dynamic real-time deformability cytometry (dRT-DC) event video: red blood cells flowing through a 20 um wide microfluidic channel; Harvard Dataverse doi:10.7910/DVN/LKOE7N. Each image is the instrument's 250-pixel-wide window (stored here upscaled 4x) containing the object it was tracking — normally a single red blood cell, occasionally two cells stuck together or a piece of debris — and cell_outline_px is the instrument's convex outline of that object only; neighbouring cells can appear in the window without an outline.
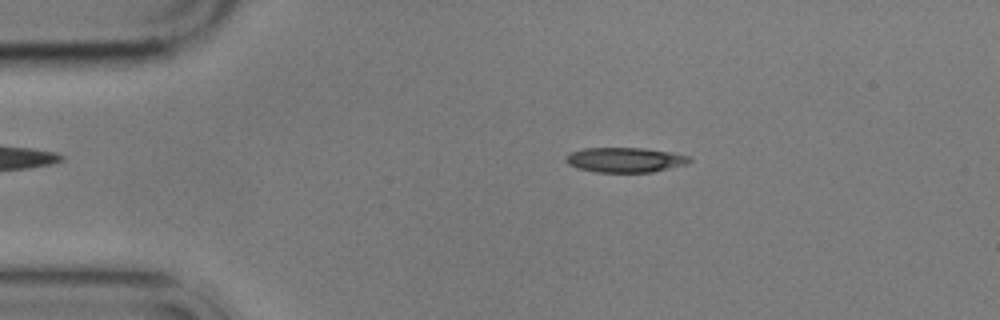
{"species": "common noctule bat (a hibernating species)", "species_latin": "Nyctalus noctula", "temperature_condition": "cold", "stored_images_in_passage": 8, "camera_frame_rate_fps": 3000, "um_per_image_px": 0.085, "animal": {"sex": "male", "body_mass_g": 17.9}, "frame": {"image": 1, "passage_image": 2, "time_ms": 1.333, "image_size_px": [1000, 320], "cell_outline_px": [[692, 160], [684, 164], [652, 172], [596, 172], [576, 168], [568, 164], [564, 160], [572, 152], [584, 148], [644, 148], [672, 152], [688, 156]], "centroid_in_image_um": [53.1, 13.59], "position_along_channel_um": 31.9, "area_um2": 17.74}}
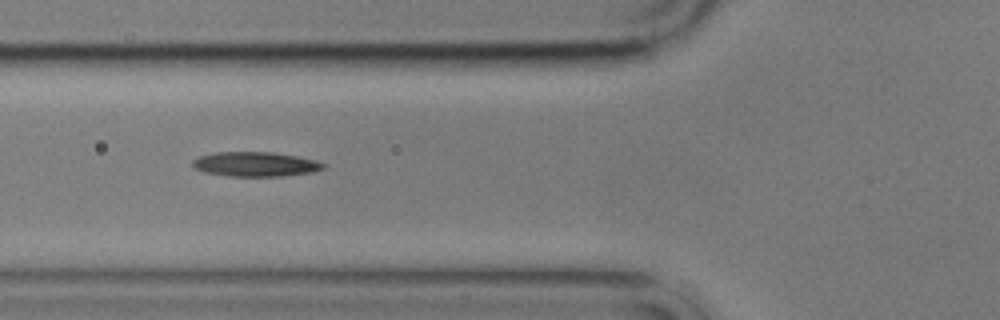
{"frame": {"image": 2, "passage_image": 5, "time_ms": 4.667, "image_size_px": [1000, 320], "cell_outline_px": [[328, 164], [324, 168], [312, 172], [280, 176], [228, 176], [204, 172], [196, 168], [192, 164], [192, 160], [200, 156], [216, 152], [272, 152], [296, 156], [316, 160]], "centroid_in_image_um": [21.73, 13.95], "position_along_channel_um": 104.1, "area_um2": 18.67}}
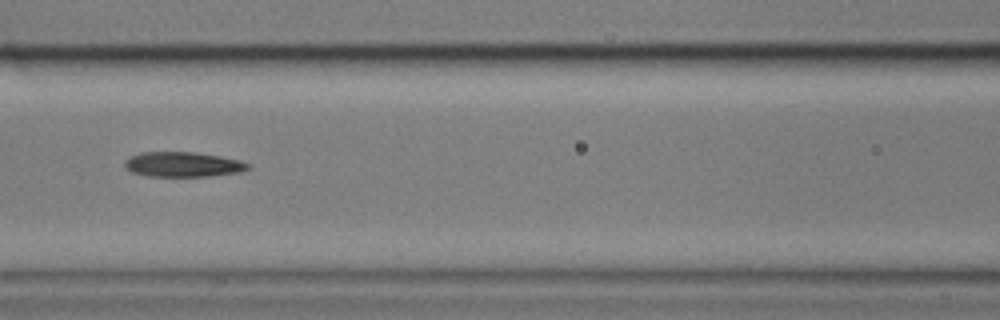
{"frame": {"image": 3, "passage_image": 6, "time_ms": 6.0, "image_size_px": [1000, 320], "cell_outline_px": [[252, 168], [240, 172], [212, 176], [148, 176], [132, 172], [124, 164], [124, 160], [140, 152], [196, 152], [220, 156], [240, 160], [248, 164]], "centroid_in_image_um": [15.58, 13.97], "position_along_channel_um": 151.0, "area_um2": 17.92}}